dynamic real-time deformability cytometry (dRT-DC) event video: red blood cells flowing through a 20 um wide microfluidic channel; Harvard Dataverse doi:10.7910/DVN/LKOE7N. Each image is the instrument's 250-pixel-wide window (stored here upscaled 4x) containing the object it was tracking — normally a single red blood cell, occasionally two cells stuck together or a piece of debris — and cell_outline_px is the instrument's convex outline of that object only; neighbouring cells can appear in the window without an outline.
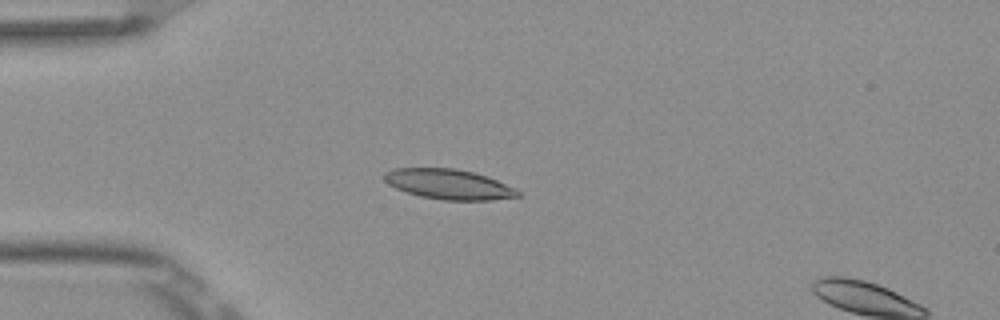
{"species": "Egyptian fruit bat (a non-hibernating species)", "species_latin": "Rousettus aegyptiacus", "temperature_condition": "room temperature", "stored_images_in_passage": 6, "camera_frame_rate_fps": 3000, "um_per_image_px": 0.085, "frame": {"image": 1, "passage_image": 5, "time_ms": 1.333, "image_size_px": [1000, 320], "cell_outline_px": [[520, 196], [492, 200], [444, 200], [420, 196], [396, 188], [388, 184], [384, 180], [384, 172], [392, 168], [456, 168], [488, 176], [516, 188], [520, 192]], "centroid_in_image_um": [38.15, 15.65], "position_along_channel_um": 46.8, "area_um2": 23.47}}